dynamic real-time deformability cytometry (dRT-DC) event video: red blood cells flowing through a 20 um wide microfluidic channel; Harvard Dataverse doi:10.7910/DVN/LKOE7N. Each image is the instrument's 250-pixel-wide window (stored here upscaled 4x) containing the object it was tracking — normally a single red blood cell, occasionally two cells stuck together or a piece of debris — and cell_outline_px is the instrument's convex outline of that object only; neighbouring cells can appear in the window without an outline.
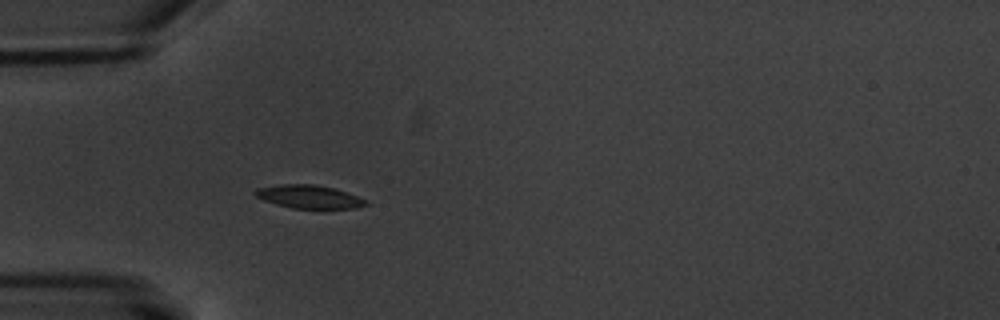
{"species": "common noctule bat (a hibernating species)", "species_latin": "Nyctalus noctula", "temperature_condition": "warm", "stored_images_in_passage": 5, "camera_frame_rate_fps": 3000, "um_per_image_px": 0.085, "animal": {"sex": "male", "body_mass_g": 20.1, "forearm_length_mm": 53.5}, "frame": {"image": 1, "passage_image": 5, "time_ms": 4.667, "image_size_px": [1000, 320], "cell_outline_px": [[368, 204], [356, 208], [292, 208], [276, 204], [264, 200], [256, 196], [252, 192], [256, 188], [280, 184], [312, 184], [332, 188], [368, 200]], "centroid_in_image_um": [26.22, 16.72], "position_along_channel_um": 58.8, "area_um2": 14.8}}